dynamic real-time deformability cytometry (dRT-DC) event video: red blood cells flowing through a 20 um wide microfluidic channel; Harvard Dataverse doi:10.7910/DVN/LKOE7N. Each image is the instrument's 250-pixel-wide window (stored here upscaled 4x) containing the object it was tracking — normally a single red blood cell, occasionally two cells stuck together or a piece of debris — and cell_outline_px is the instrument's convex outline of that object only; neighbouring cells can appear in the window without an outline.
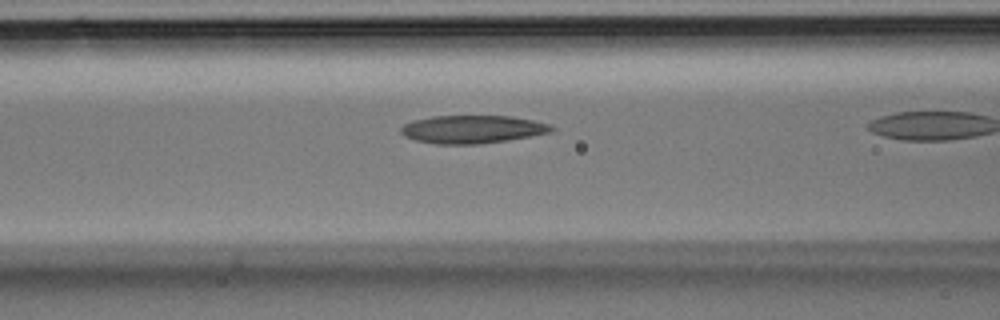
{"species": "Egyptian fruit bat (a non-hibernating species)", "species_latin": "Rousettus aegyptiacus", "temperature_condition": "room temperature", "stored_images_in_passage": 21, "camera_frame_rate_fps": 3000, "um_per_image_px": 0.085, "animal": {"sex": "male"}, "frame": {"image": 1, "passage_image": 7, "time_ms": 2.0, "image_size_px": [1000, 320], "cell_outline_px": [[556, 128], [548, 132], [508, 140], [480, 144], [436, 144], [416, 140], [404, 136], [400, 132], [400, 128], [404, 124], [412, 120], [432, 116], [512, 116], [532, 120], [548, 124]], "centroid_in_image_um": [40.09, 10.99], "position_along_channel_um": 126.5, "area_um2": 24.45}}
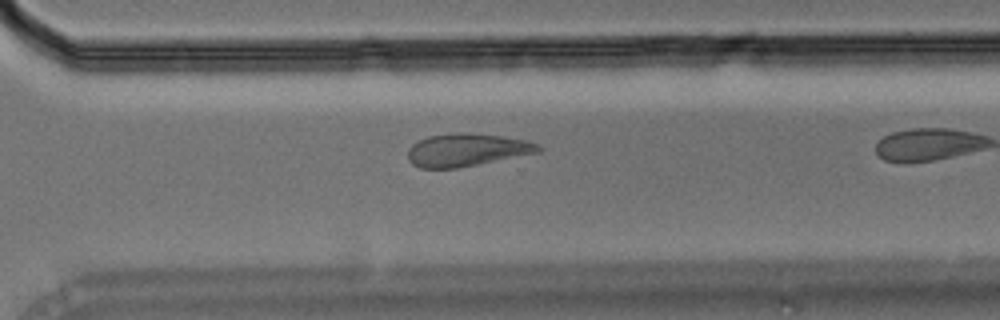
{"frame": {"image": 2, "passage_image": 18, "time_ms": 5.667, "image_size_px": [1000, 320], "cell_outline_px": [[540, 152], [460, 168], [420, 168], [412, 164], [408, 160], [408, 148], [412, 144], [428, 136], [460, 132], [468, 132], [504, 136], [528, 140], [540, 144]], "centroid_in_image_um": [39.69, 12.74], "position_along_channel_um": 330.9, "area_um2": 25.2}}